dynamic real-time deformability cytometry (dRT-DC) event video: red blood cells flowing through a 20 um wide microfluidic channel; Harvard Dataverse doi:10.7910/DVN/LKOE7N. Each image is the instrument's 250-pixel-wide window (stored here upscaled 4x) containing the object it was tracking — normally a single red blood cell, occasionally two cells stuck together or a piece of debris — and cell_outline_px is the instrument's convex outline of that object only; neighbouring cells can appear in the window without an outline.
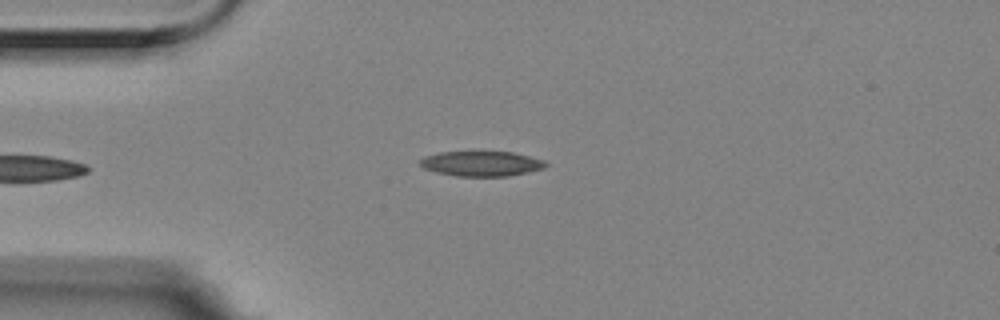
{"species": "Egyptian fruit bat (a non-hibernating species)", "species_latin": "Rousettus aegyptiacus", "temperature_condition": "room temperature", "stored_images_in_passage": 5, "camera_frame_rate_fps": 3000, "um_per_image_px": 0.085, "animal": {"sex": "female"}, "frame": {"image": 1, "passage_image": 5, "time_ms": 1.333, "image_size_px": [1000, 320], "cell_outline_px": [[548, 164], [544, 168], [528, 172], [508, 176], [456, 176], [436, 172], [424, 168], [420, 164], [420, 160], [424, 156], [440, 152], [512, 152], [544, 160]], "centroid_in_image_um": [40.92, 13.91], "position_along_channel_um": 44.1, "area_um2": 18.21}}